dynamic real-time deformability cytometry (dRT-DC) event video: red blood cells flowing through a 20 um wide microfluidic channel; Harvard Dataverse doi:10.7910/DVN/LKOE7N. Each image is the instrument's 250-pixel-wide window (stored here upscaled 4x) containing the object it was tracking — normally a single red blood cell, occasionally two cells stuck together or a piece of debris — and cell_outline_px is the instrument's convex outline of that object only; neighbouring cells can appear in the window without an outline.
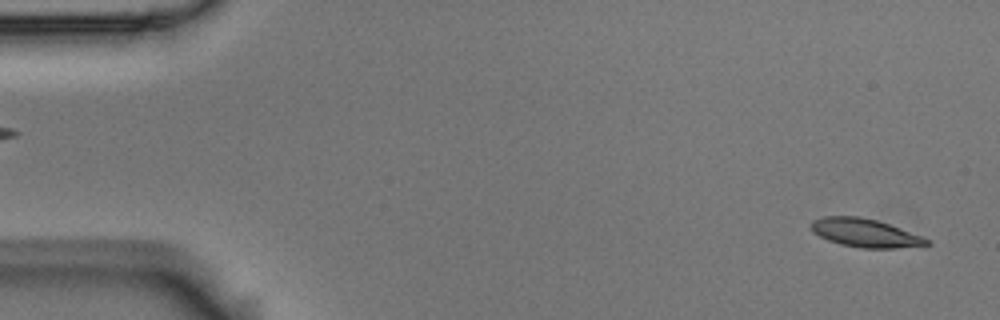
{"species": "Egyptian fruit bat (a non-hibernating species)", "species_latin": "Rousettus aegyptiacus", "temperature_condition": "room temperature", "stored_images_in_passage": 6, "segment_of_instrument_passage": [2, 2], "camera_frame_rate_fps": 3000, "um_per_image_px": 0.085, "animal": {"sex": "male"}, "frame": {"image": 1, "passage_image": 6, "time_ms": 1.667, "image_size_px": [1000, 320], "cell_outline_px": [[932, 244], [924, 248], [860, 248], [840, 244], [828, 240], [812, 232], [812, 220], [824, 216], [860, 216], [876, 220], [924, 236], [932, 240]], "centroid_in_image_um": [73.66, 19.82], "position_along_channel_um": 11.3, "area_um2": 19.59}}